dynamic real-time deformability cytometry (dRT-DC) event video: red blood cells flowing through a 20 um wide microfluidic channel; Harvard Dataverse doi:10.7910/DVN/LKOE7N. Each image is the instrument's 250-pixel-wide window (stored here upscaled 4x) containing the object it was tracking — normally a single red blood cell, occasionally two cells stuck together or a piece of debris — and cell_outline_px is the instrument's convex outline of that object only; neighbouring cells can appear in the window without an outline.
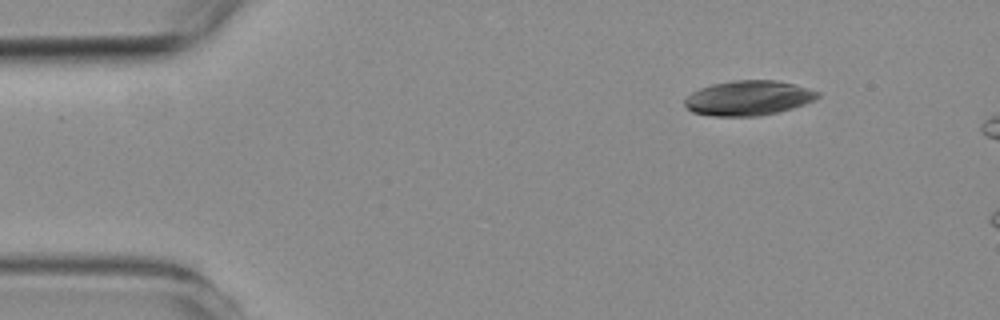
{"species": "common noctule bat (a hibernating species)", "species_latin": "Nyctalus noctula", "temperature_condition": "room temperature", "stored_images_in_passage": 3, "camera_frame_rate_fps": 3000, "um_per_image_px": 0.085, "animal": {"sex": "female", "body_mass_g": 19.3, "forearm_length_mm": 54.1}, "frame": {"image": 1, "passage_image": 1, "time_ms": 0.0, "image_size_px": [1000, 320], "cell_outline_px": [[820, 96], [804, 104], [792, 108], [760, 116], [712, 116], [692, 112], [684, 104], [684, 100], [692, 92], [700, 88], [712, 84], [736, 80], [776, 80], [792, 84], [820, 92]], "centroid_in_image_um": [63.58, 8.33], "position_along_channel_um": 21.4, "area_um2": 26.76}}